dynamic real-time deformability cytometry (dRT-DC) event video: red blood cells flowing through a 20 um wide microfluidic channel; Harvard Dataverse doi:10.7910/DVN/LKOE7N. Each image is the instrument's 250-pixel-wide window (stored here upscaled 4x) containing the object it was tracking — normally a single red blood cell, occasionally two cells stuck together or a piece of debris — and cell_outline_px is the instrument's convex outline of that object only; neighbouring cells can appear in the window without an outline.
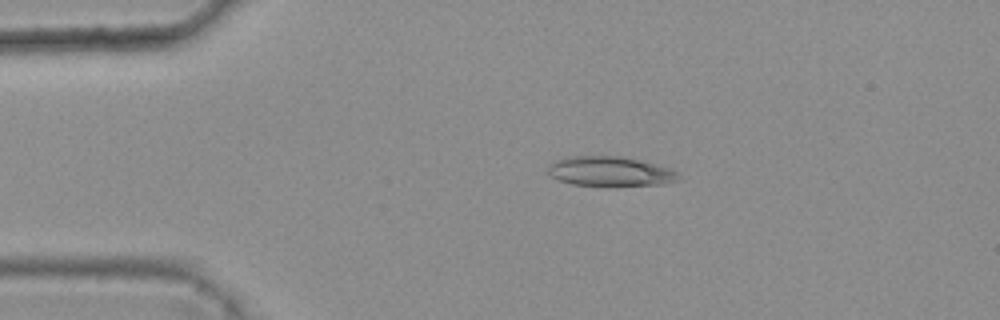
{"species": "common noctule bat (a hibernating species)", "species_latin": "Nyctalus noctula", "temperature_condition": "warm", "stored_images_in_passage": 37, "camera_frame_rate_fps": 3000, "um_per_image_px": 0.085, "animal": {"sex": "female", "body_mass_g": 25.1}, "frame": {"image": 1, "passage_image": 2, "time_ms": 0.333, "image_size_px": [1000, 320], "cell_outline_px": [[680, 180], [660, 184], [616, 188], [604, 188], [572, 184], [548, 176], [548, 164], [556, 160], [568, 156], [620, 156], [640, 160], [668, 168], [676, 172]], "centroid_in_image_um": [51.81, 14.61], "position_along_channel_um": 33.2, "area_um2": 23.35}}
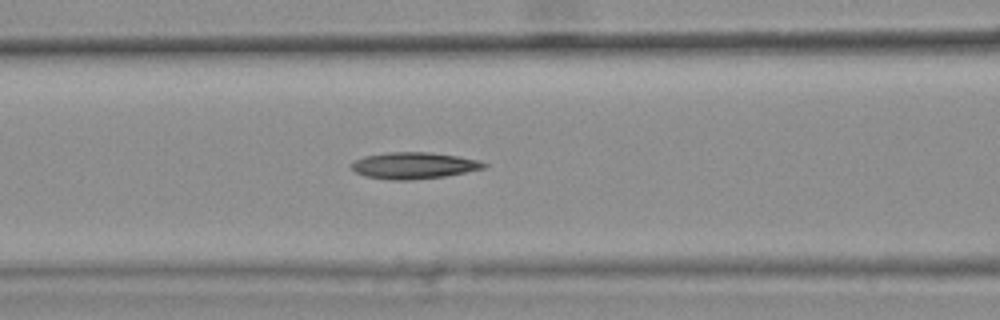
{"frame": {"image": 2, "passage_image": 13, "time_ms": 4.0, "image_size_px": [1000, 320], "cell_outline_px": [[488, 164], [484, 168], [444, 176], [408, 180], [392, 180], [368, 176], [356, 172], [348, 164], [364, 156], [388, 152], [428, 152], [456, 156], [476, 160]], "centroid_in_image_um": [35.13, 14.06], "position_along_channel_um": 131.5, "area_um2": 20.11}}
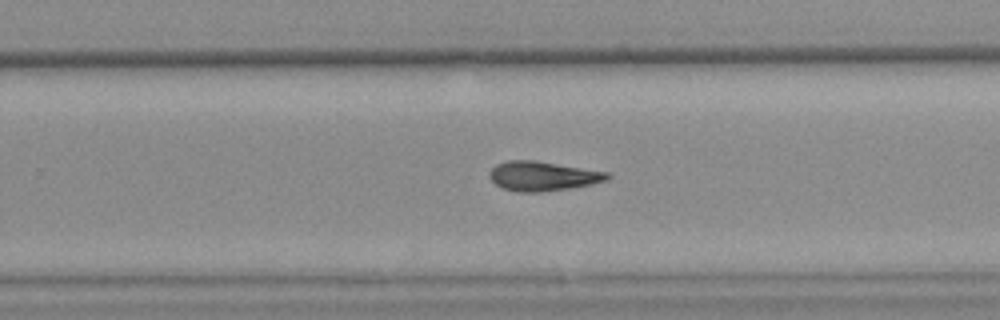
{"frame": {"image": 3, "passage_image": 25, "time_ms": 8.0, "image_size_px": [1000, 320], "cell_outline_px": [[612, 176], [608, 180], [568, 188], [544, 192], [516, 192], [504, 188], [496, 184], [488, 176], [488, 172], [496, 164], [508, 160], [532, 160], [608, 172]], "centroid_in_image_um": [46.1, 14.97], "position_along_channel_um": 283.7, "area_um2": 20.06}}